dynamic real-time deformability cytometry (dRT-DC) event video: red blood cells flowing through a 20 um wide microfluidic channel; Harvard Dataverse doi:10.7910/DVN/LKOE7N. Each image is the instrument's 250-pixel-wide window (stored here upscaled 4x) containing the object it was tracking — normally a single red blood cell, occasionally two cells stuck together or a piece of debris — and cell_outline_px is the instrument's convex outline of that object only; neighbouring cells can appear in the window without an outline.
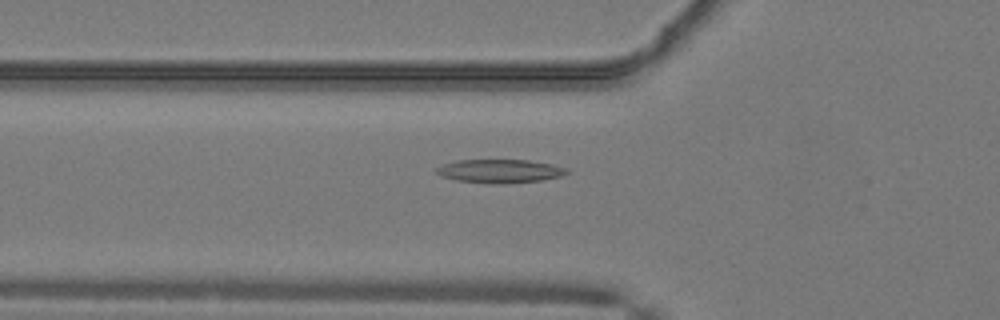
{"species": "common noctule bat (a hibernating species)", "species_latin": "Nyctalus noctula", "temperature_condition": "warm", "stored_images_in_passage": 43, "camera_frame_rate_fps": 3000, "um_per_image_px": 0.085, "animal": {"sex": "male", "body_mass_g": 19.2, "forearm_length_mm": 51.8}, "frame": {"image": 1, "passage_image": 11, "time_ms": 3.333, "image_size_px": [1000, 320], "cell_outline_px": [[568, 172], [560, 176], [540, 180], [504, 184], [488, 184], [456, 180], [440, 176], [436, 172], [436, 168], [444, 164], [460, 160], [528, 160], [552, 164], [568, 168]], "centroid_in_image_um": [42.48, 14.55], "position_along_channel_um": 83.3, "area_um2": 17.86}}
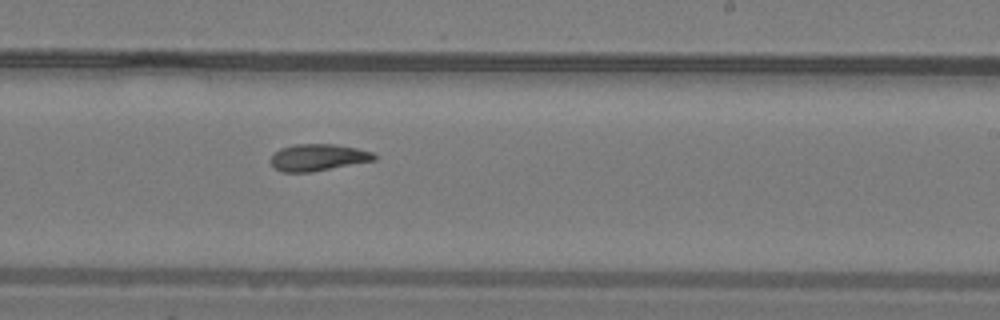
{"frame": {"image": 2, "passage_image": 24, "time_ms": 7.667, "image_size_px": [1000, 320], "cell_outline_px": [[376, 160], [312, 172], [280, 172], [268, 160], [272, 152], [280, 148], [296, 144], [332, 144], [356, 148], [372, 152], [376, 156]], "centroid_in_image_um": [26.97, 13.38], "position_along_channel_um": 262.0, "area_um2": 16.3}}
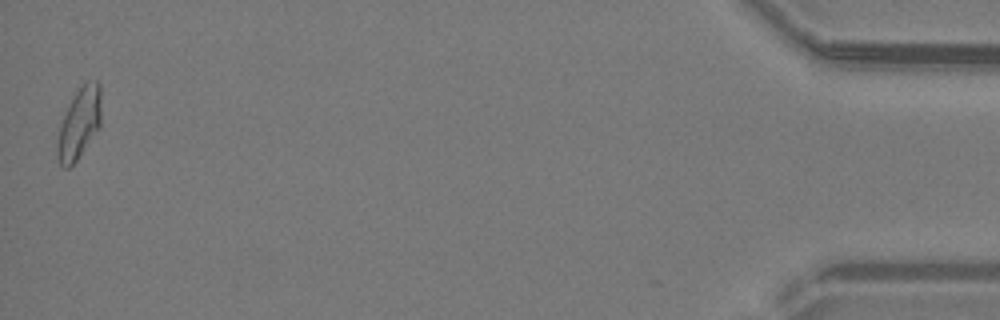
{"frame": {"image": 3, "passage_image": 43, "time_ms": 14.0, "image_size_px": [1000, 320], "cell_outline_px": [[100, 128], [76, 160], [68, 168], [64, 168], [60, 164], [56, 156], [56, 144], [60, 124], [76, 92], [88, 80], [96, 80], [100, 84]], "centroid_in_image_um": [6.73, 10.51], "position_along_channel_um": 428.5, "area_um2": 17.92}, "authors_computed_cell_mechanics": {"area_um2": 16.8776, "velocity_mm_per_s": 4.1113, "shape_relaxation_time_tau1_ms": null, "shape_relaxation_time_tau2_ms": 7.2278, "deformation_change_tau1": null, "deformation_change_tau2": 0.1534}}